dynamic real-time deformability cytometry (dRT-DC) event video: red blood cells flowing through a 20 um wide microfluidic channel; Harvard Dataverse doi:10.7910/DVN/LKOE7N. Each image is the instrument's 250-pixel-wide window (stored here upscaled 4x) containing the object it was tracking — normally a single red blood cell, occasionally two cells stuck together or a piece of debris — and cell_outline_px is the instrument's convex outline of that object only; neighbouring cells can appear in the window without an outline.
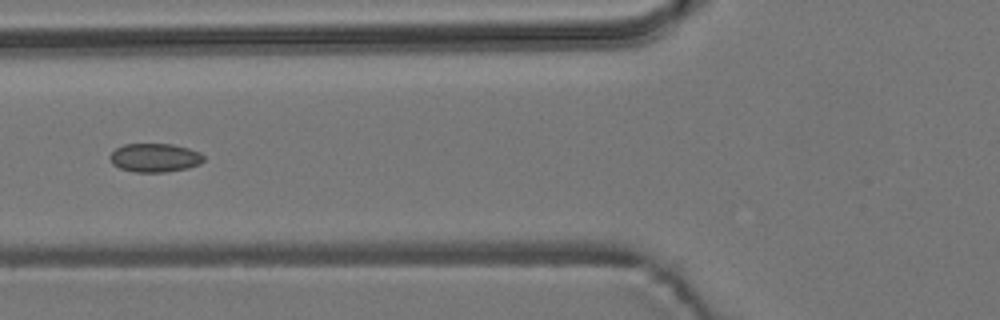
{"species": "common noctule bat (a hibernating species)", "species_latin": "Nyctalus noctula", "temperature_condition": "room temperature", "stored_images_in_passage": 17, "camera_frame_rate_fps": 3000, "um_per_image_px": 0.085, "animal": {"sex": "male", "body_mass_g": 19.2, "forearm_length_mm": 51.8}, "frame": {"image": 1, "passage_image": 6, "time_ms": 1.667, "image_size_px": [1000, 320], "cell_outline_px": [[204, 160], [200, 164], [188, 168], [164, 172], [136, 172], [120, 168], [112, 164], [108, 156], [116, 148], [124, 144], [172, 144], [188, 148], [200, 152], [204, 156]], "centroid_in_image_um": [13.16, 13.4], "position_along_channel_um": 112.6, "area_um2": 15.72}}
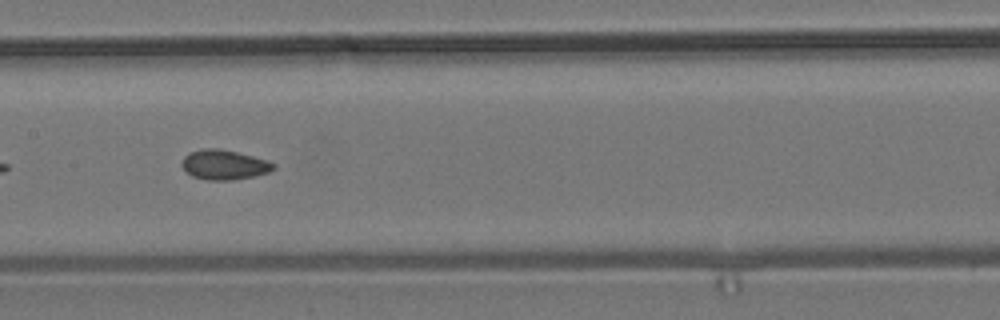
{"frame": {"image": 2, "passage_image": 12, "time_ms": 3.667, "image_size_px": [1000, 320], "cell_outline_px": [[276, 168], [268, 172], [252, 176], [232, 180], [208, 180], [192, 176], [180, 164], [184, 156], [188, 152], [200, 148], [220, 148], [268, 160], [276, 164]], "centroid_in_image_um": [19.03, 13.99], "position_along_channel_um": 188.4, "area_um2": 15.95}}
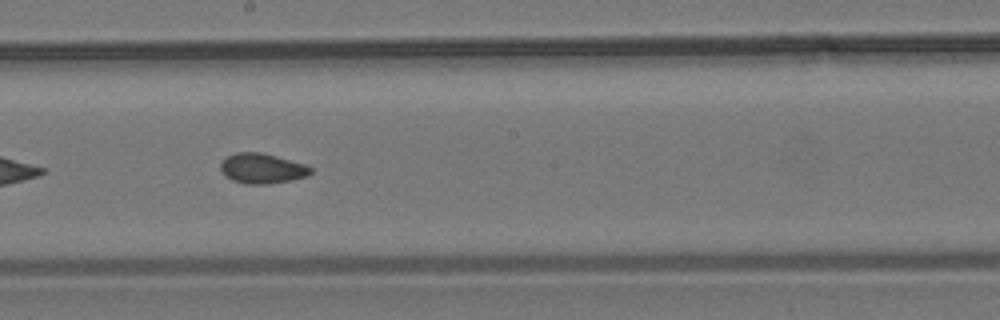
{"frame": {"image": 3, "passage_image": 15, "time_ms": 4.667, "image_size_px": [1000, 320], "cell_outline_px": [[312, 172], [308, 176], [292, 180], [268, 184], [244, 184], [232, 180], [224, 176], [220, 168], [220, 164], [228, 156], [236, 152], [260, 152], [276, 156], [304, 164], [312, 168]], "centroid_in_image_um": [22.27, 14.33], "position_along_channel_um": 225.9, "area_um2": 15.84}}